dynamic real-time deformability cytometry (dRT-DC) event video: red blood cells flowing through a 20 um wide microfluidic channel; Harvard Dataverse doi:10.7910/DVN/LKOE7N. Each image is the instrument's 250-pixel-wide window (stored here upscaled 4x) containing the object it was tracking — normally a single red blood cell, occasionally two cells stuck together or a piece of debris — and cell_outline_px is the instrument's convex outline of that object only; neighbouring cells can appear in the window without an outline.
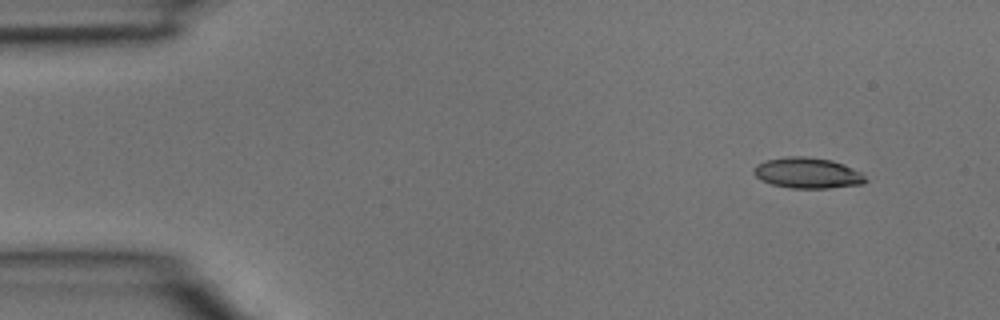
{"species": "common noctule bat (a hibernating species)", "species_latin": "Nyctalus noctula", "temperature_condition": "room temperature", "stored_images_in_passage": 3, "camera_frame_rate_fps": 3000, "um_per_image_px": 0.085, "animal": {"sex": "male", "body_mass_g": 15.6}, "frame": {"image": 1, "passage_image": 1, "time_ms": 0.0, "image_size_px": [1000, 320], "cell_outline_px": [[868, 180], [864, 184], [828, 188], [788, 188], [772, 184], [760, 180], [752, 172], [752, 168], [756, 164], [764, 160], [788, 156], [808, 156], [832, 160], [844, 164], [860, 172]], "centroid_in_image_um": [68.61, 14.7], "position_along_channel_um": 16.4, "area_um2": 20.29}}